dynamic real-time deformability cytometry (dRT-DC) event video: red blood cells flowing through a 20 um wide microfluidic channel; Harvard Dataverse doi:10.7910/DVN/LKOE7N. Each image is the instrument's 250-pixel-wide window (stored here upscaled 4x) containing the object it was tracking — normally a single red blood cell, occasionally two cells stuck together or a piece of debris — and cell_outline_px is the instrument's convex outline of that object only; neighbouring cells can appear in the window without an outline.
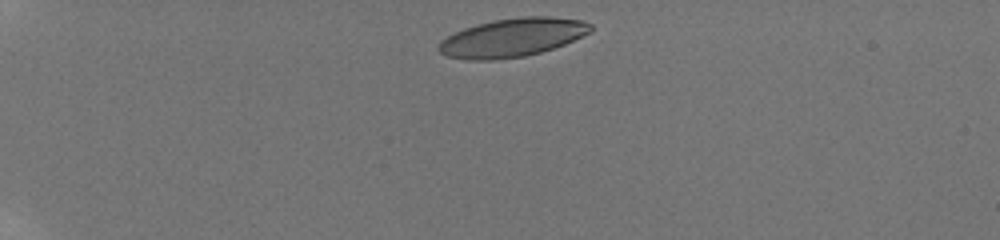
{"species": "human", "species_latin": "Homo sapiens", "temperature_condition": "room temperature", "stored_images_in_passage": 6, "camera_frame_rate_fps": 3000, "um_per_image_px": 0.085, "donor": {"sex": "male"}, "frame": {"image": 1, "passage_image": 1, "time_ms": 0.0, "image_size_px": [1000, 240], "cell_outline_px": [[592, 32], [564, 44], [540, 52], [524, 56], [492, 60], [468, 60], [448, 56], [440, 52], [436, 48], [440, 40], [452, 32], [476, 24], [496, 20], [520, 16], [552, 16], [584, 20], [592, 24]], "centroid_in_image_um": [43.54, 3.18], "position_along_channel_um": 41.5, "area_um2": 34.33}}
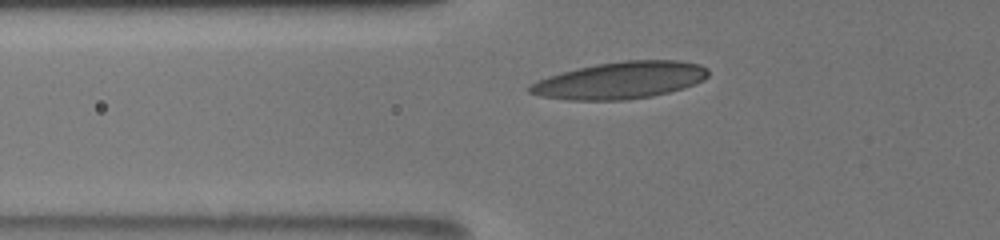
{"frame": {"image": 2, "passage_image": 5, "time_ms": 2.667, "image_size_px": [1000, 240], "cell_outline_px": [[708, 76], [704, 80], [684, 88], [652, 96], [624, 100], [568, 100], [540, 96], [528, 92], [528, 88], [536, 80], [548, 76], [596, 64], [624, 60], [680, 60], [700, 64], [708, 68]], "centroid_in_image_um": [52.75, 6.82], "position_along_channel_um": 73.1, "area_um2": 38.44}}